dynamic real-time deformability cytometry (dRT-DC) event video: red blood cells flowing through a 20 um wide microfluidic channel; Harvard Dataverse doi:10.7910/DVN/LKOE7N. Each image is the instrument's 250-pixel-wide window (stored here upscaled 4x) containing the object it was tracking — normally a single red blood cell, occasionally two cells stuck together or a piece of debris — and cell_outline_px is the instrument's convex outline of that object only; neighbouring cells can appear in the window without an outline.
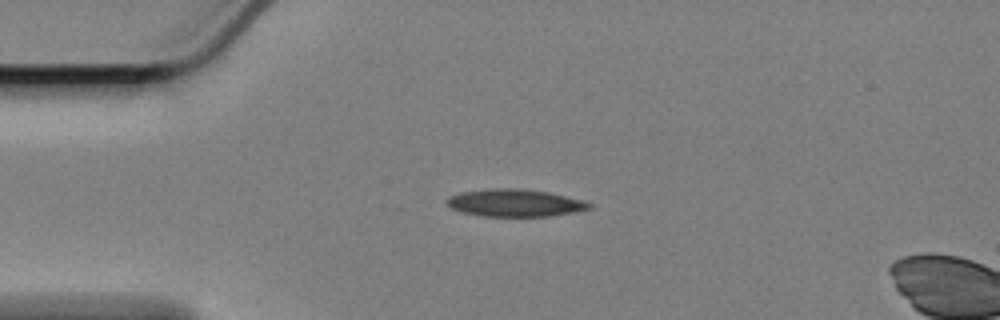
{"species": "Egyptian fruit bat (a non-hibernating species)", "species_latin": "Rousettus aegyptiacus", "temperature_condition": "cold", "stored_images_in_passage": 19, "camera_frame_rate_fps": 3000, "um_per_image_px": 0.085, "animal": {"sex": "female"}, "frame": {"image": 1, "passage_image": 1, "time_ms": 0.0, "image_size_px": [1000, 320], "cell_outline_px": [[592, 208], [572, 212], [548, 216], [484, 216], [464, 212], [452, 208], [444, 200], [448, 196], [460, 192], [488, 188], [524, 188], [548, 192], [584, 200], [592, 204]], "centroid_in_image_um": [43.75, 17.23], "position_along_channel_um": 41.2, "area_um2": 22.77}}
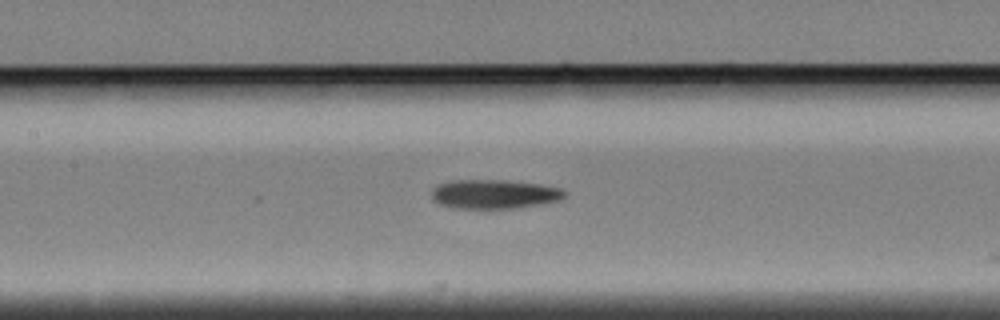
{"frame": {"image": 2, "passage_image": 14, "time_ms": 4.333, "image_size_px": [1000, 320], "cell_outline_px": [[564, 196], [556, 200], [536, 204], [512, 208], [452, 208], [440, 204], [432, 200], [432, 188], [440, 184], [452, 180], [504, 180], [540, 184], [560, 188], [564, 192]], "centroid_in_image_um": [41.92, 16.49], "position_along_channel_um": 165.5, "area_um2": 22.2}}
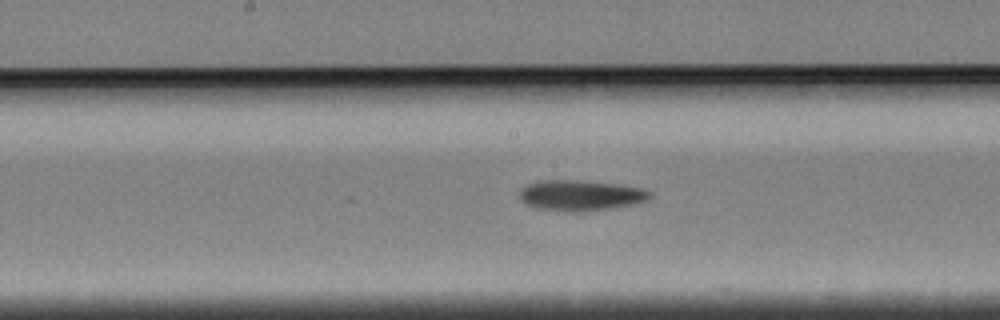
{"frame": {"image": 3, "passage_image": 17, "time_ms": 5.333, "image_size_px": [1000, 320], "cell_outline_px": [[652, 196], [648, 200], [636, 204], [584, 212], [564, 212], [532, 208], [524, 204], [520, 200], [520, 188], [528, 184], [540, 180], [568, 180], [612, 184], [640, 188], [648, 192]], "centroid_in_image_um": [49.26, 16.64], "position_along_channel_um": 198.9, "area_um2": 23.29}}